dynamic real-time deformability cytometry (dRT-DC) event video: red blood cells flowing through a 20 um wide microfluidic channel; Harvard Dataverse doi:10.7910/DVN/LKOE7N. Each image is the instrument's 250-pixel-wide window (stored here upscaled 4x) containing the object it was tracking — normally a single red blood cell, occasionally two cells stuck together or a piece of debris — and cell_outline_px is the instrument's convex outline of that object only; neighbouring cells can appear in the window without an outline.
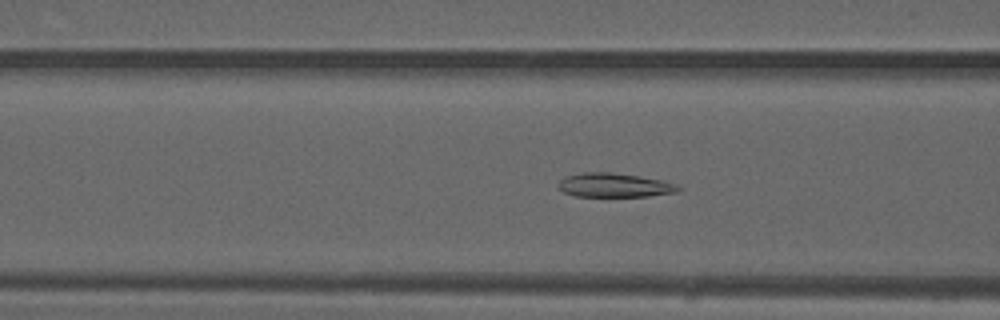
{"species": "common noctule bat (a hibernating species)", "species_latin": "Nyctalus noctula", "temperature_condition": "warm", "stored_images_in_passage": 49, "camera_frame_rate_fps": 3000, "um_per_image_px": 0.085, "animal": {"sex": "male", "forearm_length_mm": 52.5}, "frame": {"image": 1, "passage_image": 19, "time_ms": 6.0, "image_size_px": [1000, 320], "cell_outline_px": [[680, 188], [676, 192], [648, 196], [576, 196], [564, 192], [556, 188], [560, 180], [564, 176], [580, 172], [608, 172], [640, 176], [660, 180], [676, 184]], "centroid_in_image_um": [52.14, 15.73], "position_along_channel_um": 114.5, "area_um2": 16.76}}
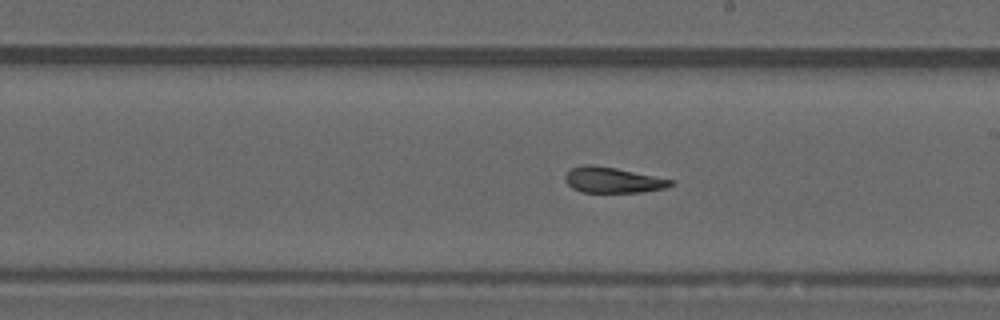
{"frame": {"image": 2, "passage_image": 28, "time_ms": 9.0, "image_size_px": [1000, 320], "cell_outline_px": [[676, 180], [672, 184], [664, 188], [644, 192], [580, 192], [572, 188], [564, 180], [564, 176], [572, 168], [584, 164], [592, 164], [616, 168]], "centroid_in_image_um": [52.08, 15.3], "position_along_channel_um": 236.9, "area_um2": 15.84}}
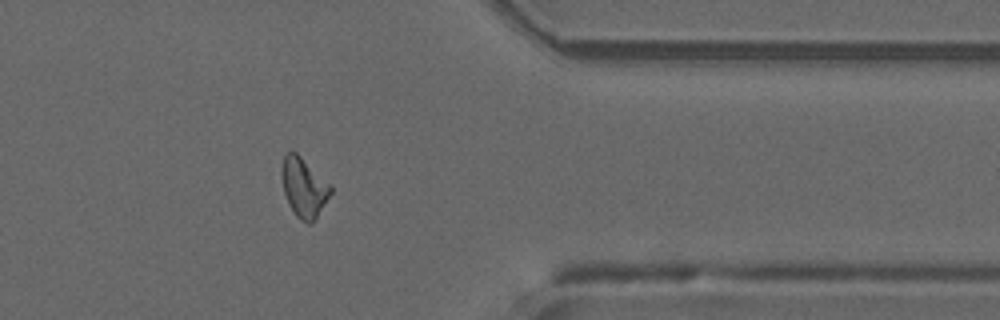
{"frame": {"image": 3, "passage_image": 40, "time_ms": 13.0, "image_size_px": [1000, 320], "cell_outline_px": [[332, 192], [312, 224], [308, 224], [300, 220], [296, 216], [288, 204], [284, 192], [280, 172], [280, 168], [284, 152], [296, 152], [332, 184]], "centroid_in_image_um": [25.82, 15.91], "position_along_channel_um": 385.6, "area_um2": 17.28}, "authors_computed_cell_mechanics": {"area_um2": 17.1666, "velocity_mm_per_s": 4.0941, "shape_relaxation_time_tau1_ms": null, "shape_relaxation_time_tau2_ms": 2.022, "deformation_change_tau1": null, "deformation_change_tau2": 0.0916}}